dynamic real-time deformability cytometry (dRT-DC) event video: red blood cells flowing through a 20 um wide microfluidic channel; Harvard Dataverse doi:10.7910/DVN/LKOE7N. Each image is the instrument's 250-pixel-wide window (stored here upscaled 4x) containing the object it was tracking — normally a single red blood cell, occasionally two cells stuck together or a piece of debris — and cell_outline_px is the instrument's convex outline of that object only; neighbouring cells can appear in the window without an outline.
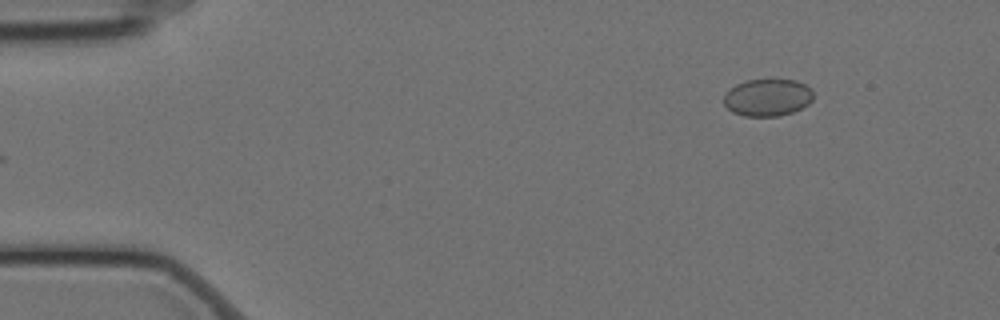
{"species": "Egyptian fruit bat (a non-hibernating species)", "species_latin": "Rousettus aegyptiacus", "temperature_condition": "cold", "stored_images_in_passage": 52, "camera_frame_rate_fps": 3000, "um_per_image_px": 0.085, "animal": {"sex": "female"}, "frame": {"image": 1, "passage_image": 1, "time_ms": 0.0, "image_size_px": [1000, 320], "cell_outline_px": [[812, 100], [808, 104], [792, 112], [780, 116], [744, 116], [732, 112], [724, 104], [724, 96], [736, 84], [748, 80], [796, 80], [804, 84], [812, 92]], "centroid_in_image_um": [65.23, 8.3], "position_along_channel_um": 19.8, "area_um2": 19.13}}
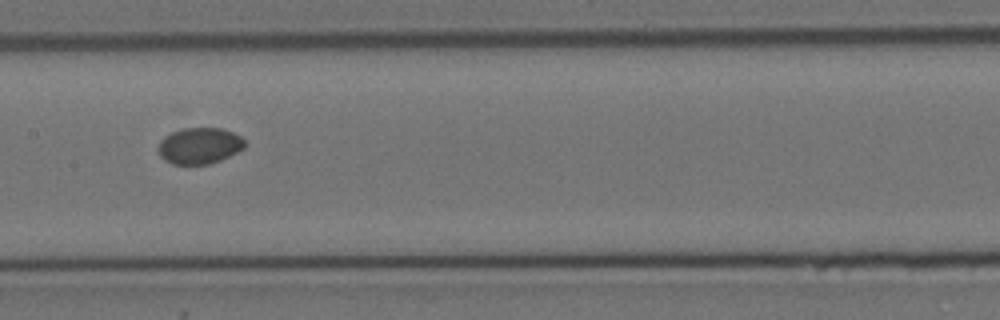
{"frame": {"image": 2, "passage_image": 23, "time_ms": 7.333, "image_size_px": [1000, 320], "cell_outline_px": [[244, 148], [220, 160], [208, 164], [172, 164], [164, 160], [160, 156], [160, 140], [164, 136], [172, 132], [184, 128], [220, 128], [232, 132], [240, 136], [244, 140]], "centroid_in_image_um": [16.95, 12.38], "position_along_channel_um": 190.5, "area_um2": 18.03}}
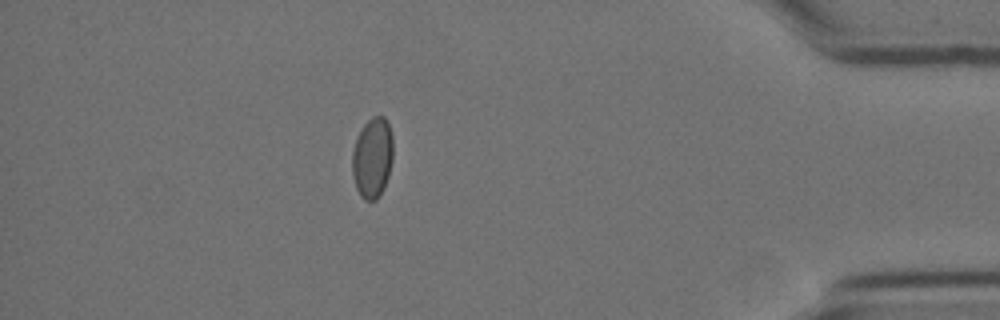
{"frame": {"image": 3, "passage_image": 45, "time_ms": 14.667, "image_size_px": [1000, 320], "cell_outline_px": [[392, 160], [388, 176], [384, 188], [380, 196], [376, 200], [364, 200], [360, 196], [356, 188], [352, 176], [352, 152], [356, 140], [364, 124], [372, 116], [384, 116], [388, 124], [392, 136]], "centroid_in_image_um": [31.65, 13.44], "position_along_channel_um": 403.6, "area_um2": 19.19}}